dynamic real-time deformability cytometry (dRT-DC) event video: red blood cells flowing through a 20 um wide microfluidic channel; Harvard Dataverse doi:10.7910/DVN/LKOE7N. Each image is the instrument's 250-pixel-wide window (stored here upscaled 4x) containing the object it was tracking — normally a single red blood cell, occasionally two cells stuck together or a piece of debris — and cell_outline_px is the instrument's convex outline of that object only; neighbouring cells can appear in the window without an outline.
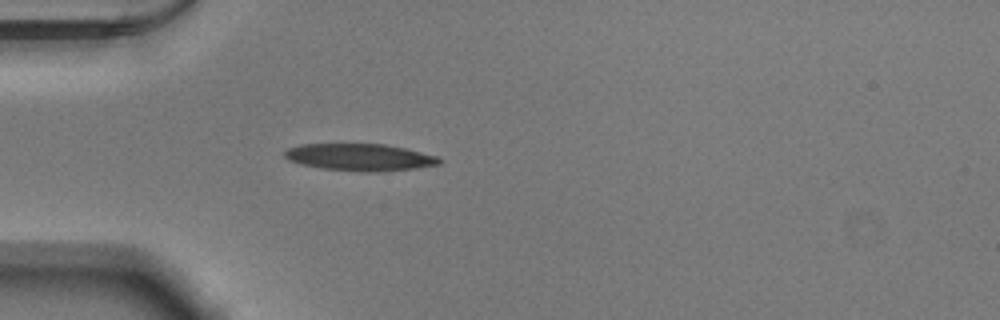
{"species": "Egyptian fruit bat (a non-hibernating species)", "species_latin": "Rousettus aegyptiacus", "temperature_condition": "warm", "stored_images_in_passage": 38, "camera_frame_rate_fps": 3000, "um_per_image_px": 0.085, "animal": {"sex": "male"}, "frame": {"image": 1, "passage_image": 1, "time_ms": 0.0, "image_size_px": [1000, 320], "cell_outline_px": [[440, 164], [416, 168], [376, 172], [364, 172], [320, 168], [300, 164], [288, 160], [284, 156], [284, 152], [288, 148], [300, 144], [384, 144], [404, 148], [440, 156]], "centroid_in_image_um": [30.58, 13.36], "position_along_channel_um": 54.4, "area_um2": 24.45}}
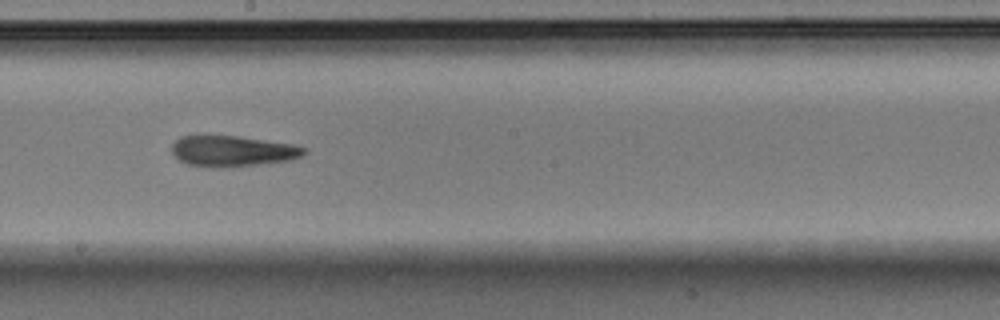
{"frame": {"image": 2, "passage_image": 15, "time_ms": 4.667, "image_size_px": [1000, 320], "cell_outline_px": [[308, 152], [292, 160], [224, 168], [212, 168], [188, 164], [180, 160], [172, 152], [172, 144], [180, 136], [240, 136], [292, 144], [308, 148]], "centroid_in_image_um": [19.79, 12.85], "position_along_channel_um": 228.4, "area_um2": 23.81}}
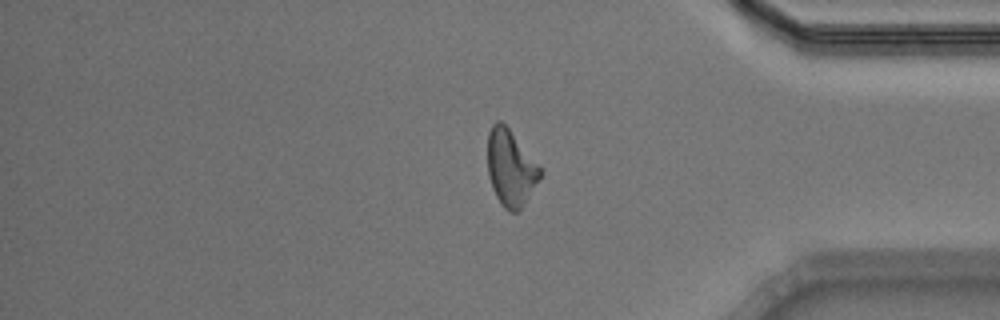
{"frame": {"image": 3, "passage_image": 29, "time_ms": 9.333, "image_size_px": [1000, 320], "cell_outline_px": [[544, 172], [540, 180], [520, 208], [516, 212], [508, 212], [500, 204], [492, 188], [488, 176], [488, 132], [492, 124], [496, 120], [500, 120], [508, 128]], "centroid_in_image_um": [43.39, 14.29], "position_along_channel_um": 391.8, "area_um2": 23.18}, "authors_computed_cell_mechanics": {"area_um2": 23.4957, "velocity_mm_per_s": 3.9033, "shape_relaxation_time_tau1_ms": 9.6286, "shape_relaxation_time_tau2_ms": 4.4413, "deformation_change_tau1": 0.2659, "deformation_change_tau2": 0.1688}}